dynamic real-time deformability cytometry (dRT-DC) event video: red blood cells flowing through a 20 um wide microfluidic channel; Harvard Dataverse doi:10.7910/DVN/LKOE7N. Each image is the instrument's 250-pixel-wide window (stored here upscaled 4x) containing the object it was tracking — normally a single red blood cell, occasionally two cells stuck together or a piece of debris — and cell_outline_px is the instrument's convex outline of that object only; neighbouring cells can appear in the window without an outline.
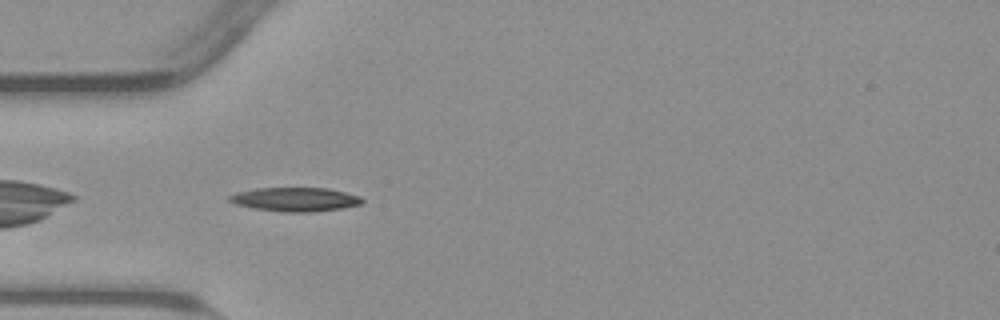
{"species": "common noctule bat (a hibernating species)", "species_latin": "Nyctalus noctula", "temperature_condition": "warm", "stored_images_in_passage": 40, "camera_frame_rate_fps": 3000, "um_per_image_px": 0.085, "animal": {"sex": "male", "body_mass_g": 23.1, "forearm_length_mm": 52.7}, "frame": {"image": 1, "passage_image": 2, "time_ms": 0.333, "image_size_px": [1000, 320], "cell_outline_px": [[364, 200], [360, 204], [340, 208], [308, 212], [284, 212], [256, 208], [236, 204], [228, 200], [228, 196], [236, 192], [256, 188], [328, 188], [360, 196]], "centroid_in_image_um": [25.07, 16.94], "position_along_channel_um": 59.9, "area_um2": 18.26}}
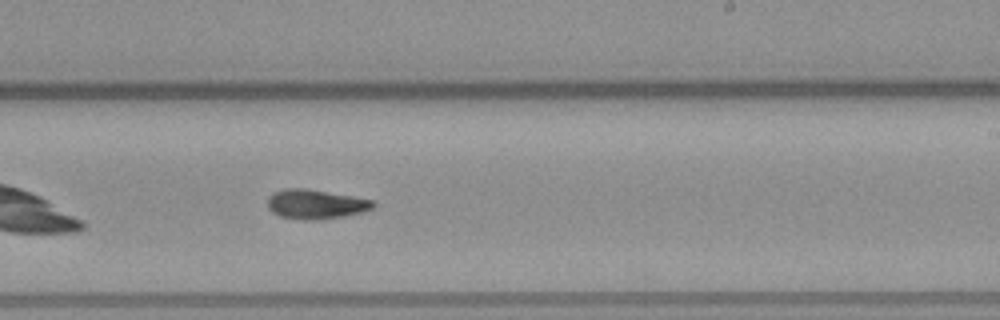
{"frame": {"image": 2, "passage_image": 18, "time_ms": 5.667, "image_size_px": [1000, 320], "cell_outline_px": [[376, 204], [372, 208], [360, 212], [320, 220], [308, 220], [280, 216], [272, 212], [268, 208], [268, 196], [284, 188], [304, 188], [376, 200]], "centroid_in_image_um": [26.83, 17.35], "position_along_channel_um": 262.2, "area_um2": 17.92}}
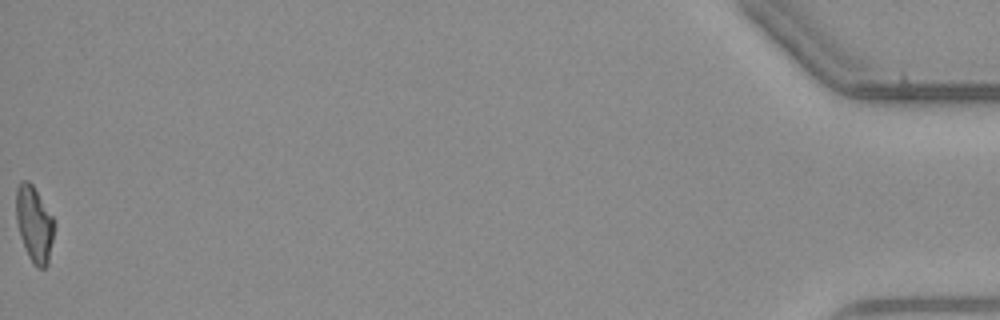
{"frame": {"image": 3, "passage_image": 40, "time_ms": 13.0, "image_size_px": [1000, 320], "cell_outline_px": [[56, 224], [48, 264], [44, 268], [36, 268], [32, 264], [28, 256], [20, 236], [16, 220], [16, 188], [20, 180], [28, 180], [32, 184], [56, 220]], "centroid_in_image_um": [2.93, 19.04], "position_along_channel_um": 432.3, "area_um2": 17.28}, "authors_computed_cell_mechanics": {"area_um2": 17.5712, "velocity_mm_per_s": 3.825, "shape_relaxation_time_tau1_ms": 4.9467, "shape_relaxation_time_tau2_ms": null, "deformation_change_tau1": 0.2168, "deformation_change_tau2": null}}